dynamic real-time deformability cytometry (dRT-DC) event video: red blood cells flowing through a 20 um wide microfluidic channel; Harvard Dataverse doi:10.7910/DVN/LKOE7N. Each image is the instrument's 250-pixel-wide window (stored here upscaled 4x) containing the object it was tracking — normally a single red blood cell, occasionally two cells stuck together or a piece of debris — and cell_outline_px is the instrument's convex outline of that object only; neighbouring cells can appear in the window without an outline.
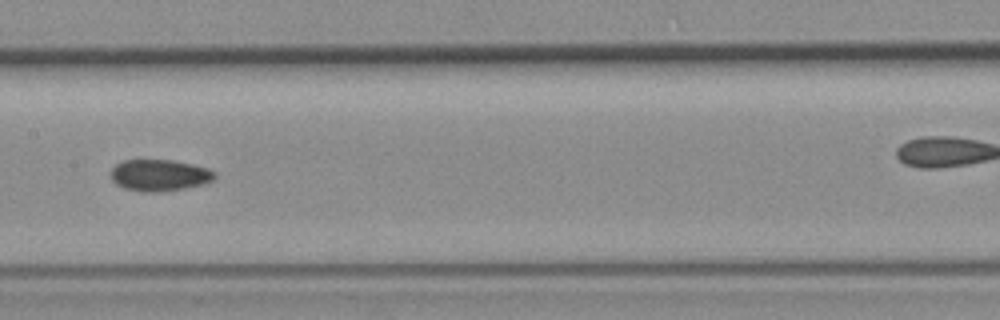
{"species": "common noctule bat (a hibernating species)", "species_latin": "Nyctalus noctula", "temperature_condition": "room temperature", "stored_images_in_passage": 9, "camera_frame_rate_fps": 3000, "um_per_image_px": 0.085, "animal": {"sex": "female", "body_mass_g": 19.3, "forearm_length_mm": 54.1}, "frame": {"image": 1, "passage_image": 8, "time_ms": 8.0, "image_size_px": [1000, 320], "cell_outline_px": [[216, 176], [212, 180], [204, 184], [184, 188], [156, 192], [144, 192], [124, 188], [116, 184], [112, 180], [112, 168], [116, 164], [124, 160], [172, 160], [192, 164], [208, 168], [216, 172]], "centroid_in_image_um": [13.57, 14.89], "position_along_channel_um": 193.8, "area_um2": 19.02}}